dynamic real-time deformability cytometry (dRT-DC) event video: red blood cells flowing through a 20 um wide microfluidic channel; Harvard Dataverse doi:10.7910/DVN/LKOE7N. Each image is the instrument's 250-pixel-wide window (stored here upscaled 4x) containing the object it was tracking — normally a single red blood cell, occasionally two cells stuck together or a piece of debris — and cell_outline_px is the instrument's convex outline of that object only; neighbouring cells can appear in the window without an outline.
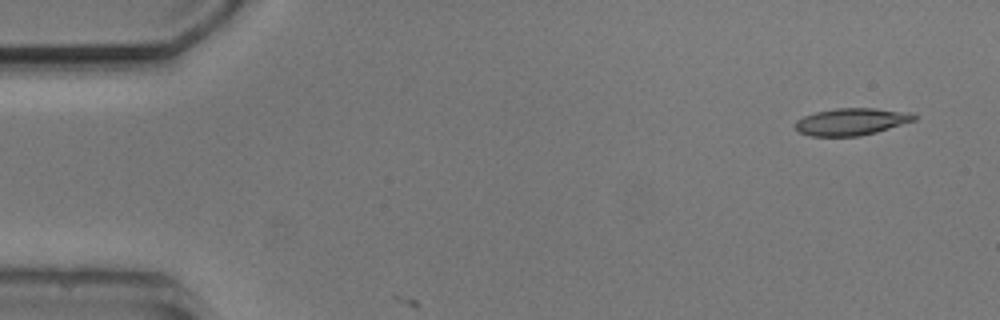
{"species": "common noctule bat (a hibernating species)", "species_latin": "Nyctalus noctula", "temperature_condition": "cold", "stored_images_in_passage": 2, "camera_frame_rate_fps": 3000, "um_per_image_px": 0.085, "animal": {"sex": "male", "body_mass_g": 20.5, "forearm_length_mm": 52.5}, "frame": {"image": 1, "passage_image": 1, "time_ms": 0.0, "image_size_px": [1000, 320], "cell_outline_px": [[916, 120], [876, 132], [860, 136], [812, 136], [800, 132], [796, 128], [796, 120], [804, 116], [816, 112], [836, 108], [876, 108], [912, 112], [916, 116]], "centroid_in_image_um": [72.41, 10.33], "position_along_channel_um": 12.6, "area_um2": 18.73}}